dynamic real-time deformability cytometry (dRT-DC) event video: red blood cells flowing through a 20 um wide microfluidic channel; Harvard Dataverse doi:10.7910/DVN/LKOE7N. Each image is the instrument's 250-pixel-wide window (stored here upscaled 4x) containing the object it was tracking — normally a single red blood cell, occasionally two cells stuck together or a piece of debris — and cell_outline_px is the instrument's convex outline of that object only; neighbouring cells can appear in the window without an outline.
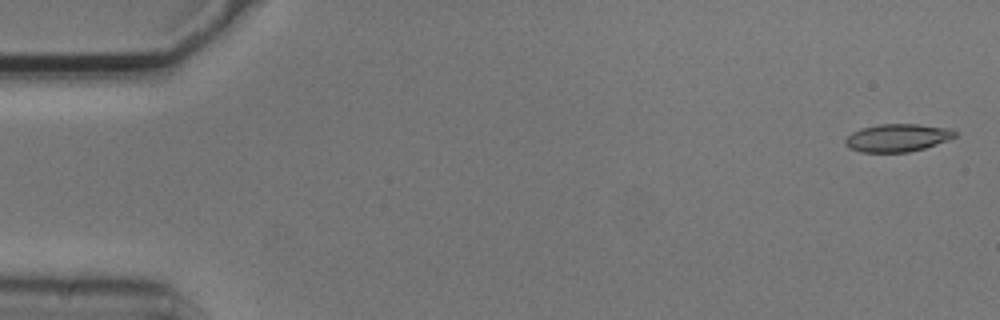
{"species": "common noctule bat (a hibernating species)", "species_latin": "Nyctalus noctula", "temperature_condition": "cold", "stored_images_in_passage": 6, "camera_frame_rate_fps": 3000, "um_per_image_px": 0.085, "animal": {"sex": "male", "body_mass_g": 20.5, "forearm_length_mm": 52.5}, "frame": {"image": 1, "passage_image": 1, "time_ms": 0.0, "image_size_px": [1000, 320], "cell_outline_px": [[956, 136], [948, 140], [924, 148], [908, 152], [860, 152], [848, 148], [844, 144], [844, 140], [852, 132], [860, 128], [880, 124], [920, 124], [952, 128], [956, 132]], "centroid_in_image_um": [76.27, 11.7], "position_along_channel_um": 8.7, "area_um2": 17.92}}